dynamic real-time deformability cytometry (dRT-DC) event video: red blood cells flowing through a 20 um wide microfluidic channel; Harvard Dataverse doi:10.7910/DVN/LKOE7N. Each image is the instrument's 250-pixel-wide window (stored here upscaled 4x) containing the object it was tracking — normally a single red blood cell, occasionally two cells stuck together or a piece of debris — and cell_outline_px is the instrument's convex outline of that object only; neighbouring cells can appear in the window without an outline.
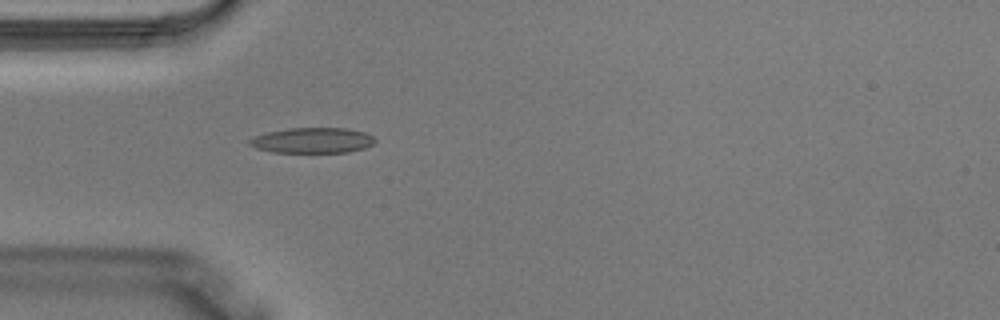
{"species": "Egyptian fruit bat (a non-hibernating species)", "species_latin": "Rousettus aegyptiacus", "temperature_condition": "warm", "stored_images_in_passage": 1, "camera_frame_rate_fps": 3000, "um_per_image_px": 0.085, "animal": {"sex": "male"}, "frame": {"image": 1, "passage_image": 1, "time_ms": 0.0, "image_size_px": [1000, 320], "cell_outline_px": [[376, 140], [372, 144], [364, 148], [348, 152], [272, 152], [256, 148], [248, 144], [248, 140], [252, 136], [268, 132], [288, 128], [348, 128], [364, 132], [372, 136]], "centroid_in_image_um": [26.53, 11.93], "position_along_channel_um": 58.5, "area_um2": 18.61}}